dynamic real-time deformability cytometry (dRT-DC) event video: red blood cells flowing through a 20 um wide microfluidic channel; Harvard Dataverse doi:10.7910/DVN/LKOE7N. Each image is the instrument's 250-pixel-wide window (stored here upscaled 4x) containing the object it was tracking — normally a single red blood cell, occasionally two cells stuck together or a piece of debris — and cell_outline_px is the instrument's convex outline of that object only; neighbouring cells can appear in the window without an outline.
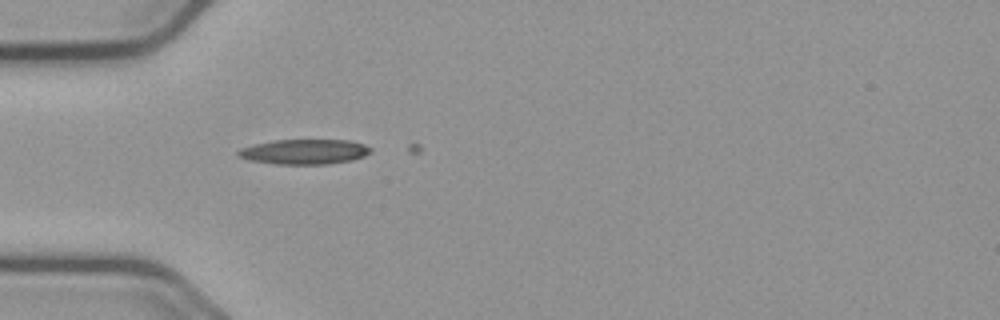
{"species": "common noctule bat (a hibernating species)", "species_latin": "Nyctalus noctula", "temperature_condition": "cold", "stored_images_in_passage": 3, "camera_frame_rate_fps": 3000, "um_per_image_px": 0.085, "animal": {"sex": "male", "body_mass_g": 23.1, "forearm_length_mm": 52.7}, "frame": {"image": 1, "passage_image": 2, "time_ms": 0.333, "image_size_px": [1000, 320], "cell_outline_px": [[372, 152], [364, 156], [352, 160], [328, 164], [276, 164], [248, 160], [236, 156], [236, 152], [240, 148], [256, 144], [276, 140], [352, 140], [364, 144], [372, 148]], "centroid_in_image_um": [25.89, 12.9], "position_along_channel_um": 59.1, "area_um2": 19.42}}